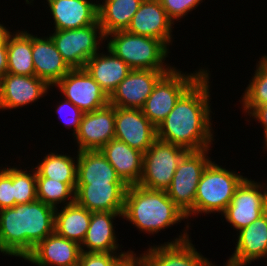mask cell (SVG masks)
Segmentation results:
<instances>
[{"label": "cell", "mask_w": 267, "mask_h": 266, "mask_svg": "<svg viewBox=\"0 0 267 266\" xmlns=\"http://www.w3.org/2000/svg\"><path fill=\"white\" fill-rule=\"evenodd\" d=\"M245 176L229 171L211 161L204 169L197 186L195 214L223 213Z\"/></svg>", "instance_id": "5"}, {"label": "cell", "mask_w": 267, "mask_h": 266, "mask_svg": "<svg viewBox=\"0 0 267 266\" xmlns=\"http://www.w3.org/2000/svg\"><path fill=\"white\" fill-rule=\"evenodd\" d=\"M50 36L71 69L84 68L86 62L99 52L100 42L105 40L99 21L83 28L55 30Z\"/></svg>", "instance_id": "9"}, {"label": "cell", "mask_w": 267, "mask_h": 266, "mask_svg": "<svg viewBox=\"0 0 267 266\" xmlns=\"http://www.w3.org/2000/svg\"><path fill=\"white\" fill-rule=\"evenodd\" d=\"M92 212L76 202L65 205L61 210L55 208L54 232L81 244L90 225Z\"/></svg>", "instance_id": "28"}, {"label": "cell", "mask_w": 267, "mask_h": 266, "mask_svg": "<svg viewBox=\"0 0 267 266\" xmlns=\"http://www.w3.org/2000/svg\"><path fill=\"white\" fill-rule=\"evenodd\" d=\"M179 235L174 241L151 246L141 256L145 266H216L192 244L189 234Z\"/></svg>", "instance_id": "12"}, {"label": "cell", "mask_w": 267, "mask_h": 266, "mask_svg": "<svg viewBox=\"0 0 267 266\" xmlns=\"http://www.w3.org/2000/svg\"><path fill=\"white\" fill-rule=\"evenodd\" d=\"M54 224L55 208L39 200L0 210V252L25 259Z\"/></svg>", "instance_id": "2"}, {"label": "cell", "mask_w": 267, "mask_h": 266, "mask_svg": "<svg viewBox=\"0 0 267 266\" xmlns=\"http://www.w3.org/2000/svg\"><path fill=\"white\" fill-rule=\"evenodd\" d=\"M54 30L78 29L98 21V2L89 0H46ZM94 2V3H93Z\"/></svg>", "instance_id": "21"}, {"label": "cell", "mask_w": 267, "mask_h": 266, "mask_svg": "<svg viewBox=\"0 0 267 266\" xmlns=\"http://www.w3.org/2000/svg\"><path fill=\"white\" fill-rule=\"evenodd\" d=\"M77 184H125L100 150L77 151Z\"/></svg>", "instance_id": "26"}, {"label": "cell", "mask_w": 267, "mask_h": 266, "mask_svg": "<svg viewBox=\"0 0 267 266\" xmlns=\"http://www.w3.org/2000/svg\"><path fill=\"white\" fill-rule=\"evenodd\" d=\"M9 167L0 169V210L15 206L14 166Z\"/></svg>", "instance_id": "35"}, {"label": "cell", "mask_w": 267, "mask_h": 266, "mask_svg": "<svg viewBox=\"0 0 267 266\" xmlns=\"http://www.w3.org/2000/svg\"><path fill=\"white\" fill-rule=\"evenodd\" d=\"M81 246L55 232L42 240L24 259L37 266H78Z\"/></svg>", "instance_id": "19"}, {"label": "cell", "mask_w": 267, "mask_h": 266, "mask_svg": "<svg viewBox=\"0 0 267 266\" xmlns=\"http://www.w3.org/2000/svg\"><path fill=\"white\" fill-rule=\"evenodd\" d=\"M199 69L193 73L184 74L173 68L164 74L154 85L151 94L142 108L144 115L157 127L173 110L179 98L206 72Z\"/></svg>", "instance_id": "6"}, {"label": "cell", "mask_w": 267, "mask_h": 266, "mask_svg": "<svg viewBox=\"0 0 267 266\" xmlns=\"http://www.w3.org/2000/svg\"><path fill=\"white\" fill-rule=\"evenodd\" d=\"M50 87L46 81L35 75L24 76L7 73L0 79V110L19 109L35 103L48 93Z\"/></svg>", "instance_id": "16"}, {"label": "cell", "mask_w": 267, "mask_h": 266, "mask_svg": "<svg viewBox=\"0 0 267 266\" xmlns=\"http://www.w3.org/2000/svg\"><path fill=\"white\" fill-rule=\"evenodd\" d=\"M164 74L162 70L132 69L109 97V104L142 109L154 85Z\"/></svg>", "instance_id": "15"}, {"label": "cell", "mask_w": 267, "mask_h": 266, "mask_svg": "<svg viewBox=\"0 0 267 266\" xmlns=\"http://www.w3.org/2000/svg\"><path fill=\"white\" fill-rule=\"evenodd\" d=\"M7 41L0 45V79L7 74Z\"/></svg>", "instance_id": "39"}, {"label": "cell", "mask_w": 267, "mask_h": 266, "mask_svg": "<svg viewBox=\"0 0 267 266\" xmlns=\"http://www.w3.org/2000/svg\"><path fill=\"white\" fill-rule=\"evenodd\" d=\"M266 206L267 183L261 185L260 182L246 177L237 187L232 201L222 215L226 222L230 223L235 230L240 231L264 215Z\"/></svg>", "instance_id": "10"}, {"label": "cell", "mask_w": 267, "mask_h": 266, "mask_svg": "<svg viewBox=\"0 0 267 266\" xmlns=\"http://www.w3.org/2000/svg\"><path fill=\"white\" fill-rule=\"evenodd\" d=\"M104 1V2H103ZM98 3V21L104 36L125 31L143 0H103Z\"/></svg>", "instance_id": "27"}, {"label": "cell", "mask_w": 267, "mask_h": 266, "mask_svg": "<svg viewBox=\"0 0 267 266\" xmlns=\"http://www.w3.org/2000/svg\"><path fill=\"white\" fill-rule=\"evenodd\" d=\"M11 33L12 32H10L4 25L0 23V45L7 41V38Z\"/></svg>", "instance_id": "40"}, {"label": "cell", "mask_w": 267, "mask_h": 266, "mask_svg": "<svg viewBox=\"0 0 267 266\" xmlns=\"http://www.w3.org/2000/svg\"><path fill=\"white\" fill-rule=\"evenodd\" d=\"M115 138L145 153L157 139V128L142 109L115 107Z\"/></svg>", "instance_id": "14"}, {"label": "cell", "mask_w": 267, "mask_h": 266, "mask_svg": "<svg viewBox=\"0 0 267 266\" xmlns=\"http://www.w3.org/2000/svg\"><path fill=\"white\" fill-rule=\"evenodd\" d=\"M250 117L252 116L254 119L258 120L263 125V131H264V139L265 140V146L264 148L267 149V104H264L262 106L256 107L250 114Z\"/></svg>", "instance_id": "38"}, {"label": "cell", "mask_w": 267, "mask_h": 266, "mask_svg": "<svg viewBox=\"0 0 267 266\" xmlns=\"http://www.w3.org/2000/svg\"><path fill=\"white\" fill-rule=\"evenodd\" d=\"M106 40V48L131 69L162 70L166 74L174 68L164 62L170 53L169 47L159 39L131 34L125 30L106 35Z\"/></svg>", "instance_id": "4"}, {"label": "cell", "mask_w": 267, "mask_h": 266, "mask_svg": "<svg viewBox=\"0 0 267 266\" xmlns=\"http://www.w3.org/2000/svg\"><path fill=\"white\" fill-rule=\"evenodd\" d=\"M187 152L183 147L156 139L143 153L142 175L138 185L150 190L166 191Z\"/></svg>", "instance_id": "7"}, {"label": "cell", "mask_w": 267, "mask_h": 266, "mask_svg": "<svg viewBox=\"0 0 267 266\" xmlns=\"http://www.w3.org/2000/svg\"><path fill=\"white\" fill-rule=\"evenodd\" d=\"M56 114L59 115L58 117L63 121V124L66 125L67 128H73L72 130L74 132L72 135L75 136L84 112L70 101L64 99V101L59 102V105L56 108Z\"/></svg>", "instance_id": "36"}, {"label": "cell", "mask_w": 267, "mask_h": 266, "mask_svg": "<svg viewBox=\"0 0 267 266\" xmlns=\"http://www.w3.org/2000/svg\"><path fill=\"white\" fill-rule=\"evenodd\" d=\"M59 87L64 99L73 103L82 112H92L109 104L108 95L85 68L71 69L53 87Z\"/></svg>", "instance_id": "11"}, {"label": "cell", "mask_w": 267, "mask_h": 266, "mask_svg": "<svg viewBox=\"0 0 267 266\" xmlns=\"http://www.w3.org/2000/svg\"><path fill=\"white\" fill-rule=\"evenodd\" d=\"M122 215L145 234L158 233L187 219L166 191L150 190L138 184L127 187Z\"/></svg>", "instance_id": "3"}, {"label": "cell", "mask_w": 267, "mask_h": 266, "mask_svg": "<svg viewBox=\"0 0 267 266\" xmlns=\"http://www.w3.org/2000/svg\"><path fill=\"white\" fill-rule=\"evenodd\" d=\"M208 150L188 151L174 173L166 190L168 197L186 214L194 216V202L197 186L207 165L212 161Z\"/></svg>", "instance_id": "8"}, {"label": "cell", "mask_w": 267, "mask_h": 266, "mask_svg": "<svg viewBox=\"0 0 267 266\" xmlns=\"http://www.w3.org/2000/svg\"><path fill=\"white\" fill-rule=\"evenodd\" d=\"M207 70L176 102L156 127L157 139L188 151L210 149L214 135L211 123L210 85Z\"/></svg>", "instance_id": "1"}, {"label": "cell", "mask_w": 267, "mask_h": 266, "mask_svg": "<svg viewBox=\"0 0 267 266\" xmlns=\"http://www.w3.org/2000/svg\"><path fill=\"white\" fill-rule=\"evenodd\" d=\"M131 251L118 253L82 252L78 266H116Z\"/></svg>", "instance_id": "34"}, {"label": "cell", "mask_w": 267, "mask_h": 266, "mask_svg": "<svg viewBox=\"0 0 267 266\" xmlns=\"http://www.w3.org/2000/svg\"><path fill=\"white\" fill-rule=\"evenodd\" d=\"M123 212H92L87 233L80 244L82 252L116 253L119 244L113 220ZM85 247V248H84ZM87 247L88 250H85Z\"/></svg>", "instance_id": "24"}, {"label": "cell", "mask_w": 267, "mask_h": 266, "mask_svg": "<svg viewBox=\"0 0 267 266\" xmlns=\"http://www.w3.org/2000/svg\"><path fill=\"white\" fill-rule=\"evenodd\" d=\"M106 50L107 54L99 51L93 55L84 68L110 97L132 69L108 48Z\"/></svg>", "instance_id": "25"}, {"label": "cell", "mask_w": 267, "mask_h": 266, "mask_svg": "<svg viewBox=\"0 0 267 266\" xmlns=\"http://www.w3.org/2000/svg\"><path fill=\"white\" fill-rule=\"evenodd\" d=\"M174 24L160 1L143 0L126 31L135 35L159 39L170 46Z\"/></svg>", "instance_id": "17"}, {"label": "cell", "mask_w": 267, "mask_h": 266, "mask_svg": "<svg viewBox=\"0 0 267 266\" xmlns=\"http://www.w3.org/2000/svg\"><path fill=\"white\" fill-rule=\"evenodd\" d=\"M126 184H76L75 202L90 212H123Z\"/></svg>", "instance_id": "18"}, {"label": "cell", "mask_w": 267, "mask_h": 266, "mask_svg": "<svg viewBox=\"0 0 267 266\" xmlns=\"http://www.w3.org/2000/svg\"><path fill=\"white\" fill-rule=\"evenodd\" d=\"M70 155L50 152L35 166L36 178H49L67 183L74 191L77 184V159Z\"/></svg>", "instance_id": "30"}, {"label": "cell", "mask_w": 267, "mask_h": 266, "mask_svg": "<svg viewBox=\"0 0 267 266\" xmlns=\"http://www.w3.org/2000/svg\"><path fill=\"white\" fill-rule=\"evenodd\" d=\"M255 74L241 98L243 110L249 115L256 107L267 104V56L258 61Z\"/></svg>", "instance_id": "31"}, {"label": "cell", "mask_w": 267, "mask_h": 266, "mask_svg": "<svg viewBox=\"0 0 267 266\" xmlns=\"http://www.w3.org/2000/svg\"><path fill=\"white\" fill-rule=\"evenodd\" d=\"M238 232L234 253L225 266H245L267 258L266 209L264 215Z\"/></svg>", "instance_id": "20"}, {"label": "cell", "mask_w": 267, "mask_h": 266, "mask_svg": "<svg viewBox=\"0 0 267 266\" xmlns=\"http://www.w3.org/2000/svg\"><path fill=\"white\" fill-rule=\"evenodd\" d=\"M32 58L35 76L52 87L71 70L50 35L37 37L32 34Z\"/></svg>", "instance_id": "22"}, {"label": "cell", "mask_w": 267, "mask_h": 266, "mask_svg": "<svg viewBox=\"0 0 267 266\" xmlns=\"http://www.w3.org/2000/svg\"><path fill=\"white\" fill-rule=\"evenodd\" d=\"M74 137L78 151L100 150L115 138V106L84 113Z\"/></svg>", "instance_id": "13"}, {"label": "cell", "mask_w": 267, "mask_h": 266, "mask_svg": "<svg viewBox=\"0 0 267 266\" xmlns=\"http://www.w3.org/2000/svg\"><path fill=\"white\" fill-rule=\"evenodd\" d=\"M14 33L7 38V73L33 76L35 67L32 58V34L26 30Z\"/></svg>", "instance_id": "29"}, {"label": "cell", "mask_w": 267, "mask_h": 266, "mask_svg": "<svg viewBox=\"0 0 267 266\" xmlns=\"http://www.w3.org/2000/svg\"><path fill=\"white\" fill-rule=\"evenodd\" d=\"M36 181L37 198L44 204L56 208L61 203L65 206L75 202V191L67 183L49 178H36Z\"/></svg>", "instance_id": "32"}, {"label": "cell", "mask_w": 267, "mask_h": 266, "mask_svg": "<svg viewBox=\"0 0 267 266\" xmlns=\"http://www.w3.org/2000/svg\"><path fill=\"white\" fill-rule=\"evenodd\" d=\"M100 151L127 185H137L141 180L143 153L116 138L110 140Z\"/></svg>", "instance_id": "23"}, {"label": "cell", "mask_w": 267, "mask_h": 266, "mask_svg": "<svg viewBox=\"0 0 267 266\" xmlns=\"http://www.w3.org/2000/svg\"><path fill=\"white\" fill-rule=\"evenodd\" d=\"M31 174L21 167H14V199L15 205L38 200L36 170L33 167Z\"/></svg>", "instance_id": "33"}, {"label": "cell", "mask_w": 267, "mask_h": 266, "mask_svg": "<svg viewBox=\"0 0 267 266\" xmlns=\"http://www.w3.org/2000/svg\"><path fill=\"white\" fill-rule=\"evenodd\" d=\"M203 0H160V3L169 18L174 20H180L185 17L189 12L194 10Z\"/></svg>", "instance_id": "37"}]
</instances>
